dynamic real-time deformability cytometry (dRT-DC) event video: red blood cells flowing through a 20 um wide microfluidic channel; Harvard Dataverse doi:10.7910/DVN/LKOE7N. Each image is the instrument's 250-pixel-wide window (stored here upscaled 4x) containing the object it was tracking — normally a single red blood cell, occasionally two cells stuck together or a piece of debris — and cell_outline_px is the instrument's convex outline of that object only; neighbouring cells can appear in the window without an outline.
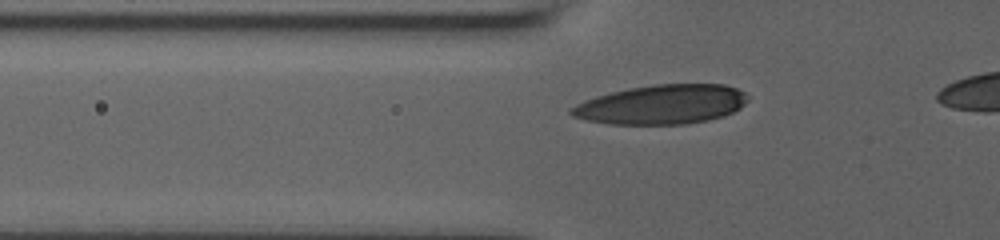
{"species": "human", "species_latin": "Homo sapiens", "temperature_condition": "room temperature", "stored_images_in_passage": 38, "camera_frame_rate_fps": 3000, "um_per_image_px": 0.085, "donor": {"sex": "male"}, "frame": {"image": 1, "passage_image": 10, "time_ms": 3.0, "image_size_px": [1000, 240], "cell_outline_px": [[748, 100], [740, 108], [724, 116], [708, 120], [684, 124], [608, 124], [588, 120], [572, 116], [568, 112], [576, 104], [584, 100], [596, 96], [628, 88], [656, 84], [724, 84], [736, 88], [744, 92], [748, 96]], "centroid_in_image_um": [56.26, 8.88], "position_along_channel_um": 69.5, "area_um2": 40.46}}
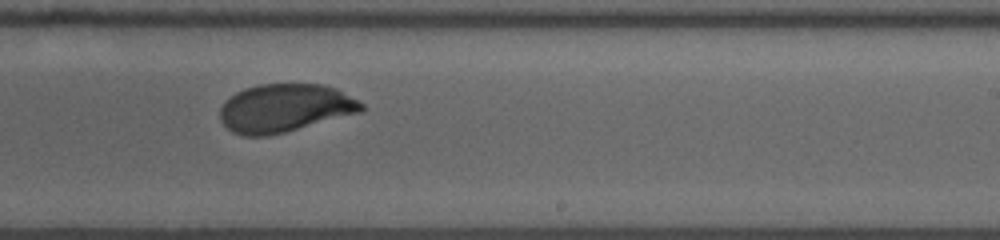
{"frame": {"image": 2, "passage_image": 26, "time_ms": 8.333, "image_size_px": [1000, 240], "cell_outline_px": [[364, 108], [360, 112], [284, 132], [268, 136], [244, 136], [232, 132], [220, 120], [220, 108], [236, 92], [244, 88], [260, 84], [324, 84], [336, 88], [364, 104]], "centroid_in_image_um": [24.2, 9.18], "position_along_channel_um": 264.8, "area_um2": 39.36}}
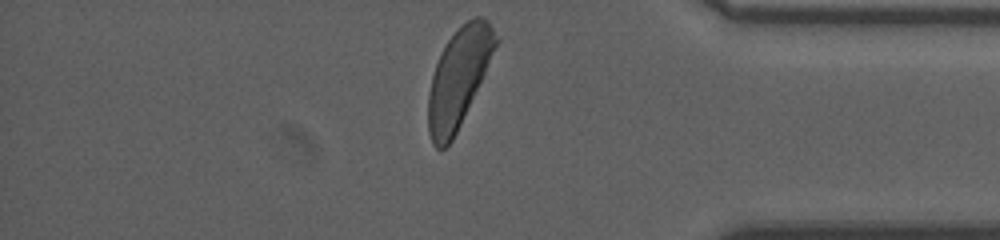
{"frame": {"image": 3, "passage_image": 38, "time_ms": 12.333, "image_size_px": [1000, 240], "cell_outline_px": [[500, 40], [460, 124], [452, 140], [444, 148], [436, 148], [432, 144], [428, 132], [428, 92], [432, 76], [436, 64], [448, 40], [468, 20], [476, 16], [484, 16], [488, 20]], "centroid_in_image_um": [38.99, 6.6], "position_along_channel_um": 396.2, "area_um2": 38.03}, "authors_computed_cell_mechanics": {"area_um2": 39.7086, "velocity_mm_per_s": 3.7141, "shape_relaxation_time_tau1_ms": 3.6216, "shape_relaxation_time_tau2_ms": null, "deformation_change_tau1": 0.156, "deformation_change_tau2": null}}